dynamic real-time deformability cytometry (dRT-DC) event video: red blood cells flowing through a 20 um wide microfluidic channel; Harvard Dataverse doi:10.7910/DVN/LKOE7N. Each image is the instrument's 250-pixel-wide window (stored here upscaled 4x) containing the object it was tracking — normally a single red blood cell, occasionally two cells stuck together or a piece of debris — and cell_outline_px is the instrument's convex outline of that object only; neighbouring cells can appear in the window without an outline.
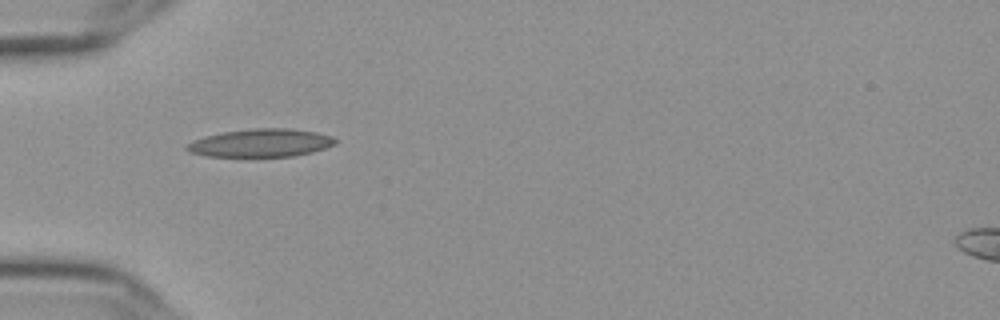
{"species": "Egyptian fruit bat (a non-hibernating species)", "species_latin": "Rousettus aegyptiacus", "temperature_condition": "cold", "stored_images_in_passage": 39, "camera_frame_rate_fps": 3000, "um_per_image_px": 0.085, "frame": {"image": 1, "passage_image": 1, "time_ms": 0.0, "image_size_px": [1000, 320], "cell_outline_px": [[336, 144], [312, 152], [292, 156], [208, 156], [188, 152], [184, 148], [192, 140], [204, 136], [224, 132], [252, 128], [292, 128], [316, 132], [332, 136], [336, 140]], "centroid_in_image_um": [22.16, 12.14], "position_along_channel_um": 62.8, "area_um2": 24.22}}
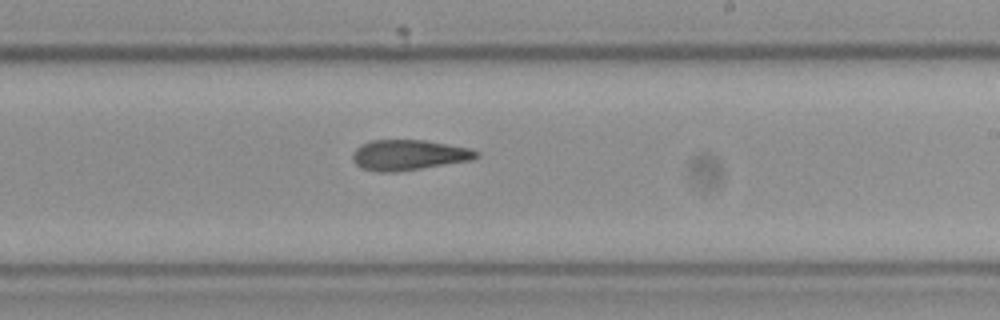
{"frame": {"image": 2, "passage_image": 17, "time_ms": 5.333, "image_size_px": [1000, 320], "cell_outline_px": [[480, 156], [472, 160], [420, 168], [392, 172], [380, 172], [364, 168], [356, 164], [352, 160], [352, 152], [360, 144], [372, 140], [424, 140], [472, 148], [480, 152]], "centroid_in_image_um": [34.76, 13.16], "position_along_channel_um": 254.2, "area_um2": 21.91}}
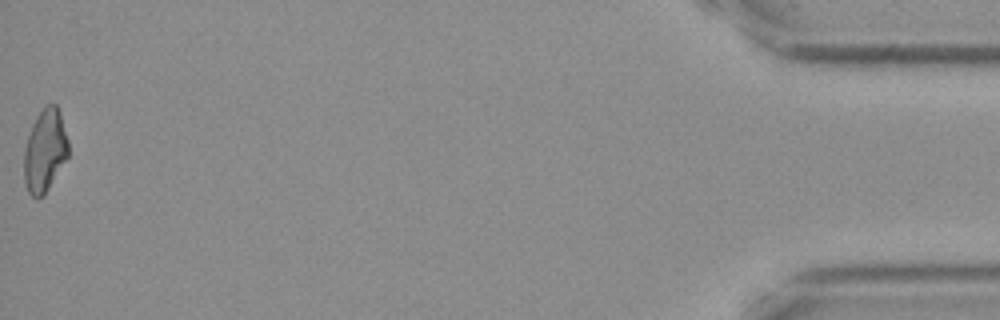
{"frame": {"image": 3, "passage_image": 39, "time_ms": 12.667, "image_size_px": [1000, 320], "cell_outline_px": [[68, 156], [44, 196], [36, 200], [28, 192], [24, 184], [24, 148], [32, 124], [36, 116], [48, 104], [56, 104], [60, 112], [68, 140]], "centroid_in_image_um": [3.8, 12.84], "position_along_channel_um": 431.4, "area_um2": 21.44}, "authors_computed_cell_mechanics": {"area_um2": 21.7906, "velocity_mm_per_s": 3.6394, "shape_relaxation_time_tau1_ms": null, "shape_relaxation_time_tau2_ms": 6.3821, "deformation_change_tau1": null, "deformation_change_tau2": 0.1685}}